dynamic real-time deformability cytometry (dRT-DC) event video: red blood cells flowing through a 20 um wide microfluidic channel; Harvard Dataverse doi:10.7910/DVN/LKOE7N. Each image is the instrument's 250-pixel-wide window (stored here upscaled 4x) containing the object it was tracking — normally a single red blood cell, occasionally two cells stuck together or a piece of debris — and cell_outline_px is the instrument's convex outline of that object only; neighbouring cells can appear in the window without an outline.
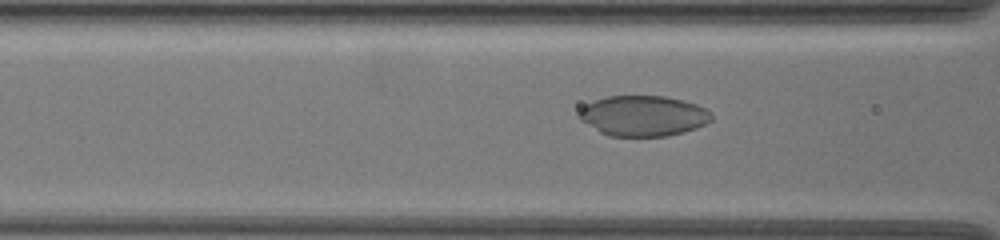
{"species": "common noctule bat (a hibernating species)", "species_latin": "Nyctalus noctula", "temperature_condition": "warm", "stored_images_in_passage": 38, "camera_frame_rate_fps": 3000, "um_per_image_px": 0.085, "animal": {"sex": "female", "body_mass_g": 19.5, "forearm_length_mm": 54.1}, "frame": {"image": 1, "passage_image": 5, "time_ms": 1.333, "image_size_px": [1000, 240], "cell_outline_px": [[712, 120], [696, 128], [684, 132], [668, 136], [608, 136], [600, 132], [580, 120], [576, 116], [576, 112], [584, 104], [608, 96], [664, 96], [696, 104], [712, 112]], "centroid_in_image_um": [54.64, 9.85], "position_along_channel_um": 112.0, "area_um2": 31.39}}
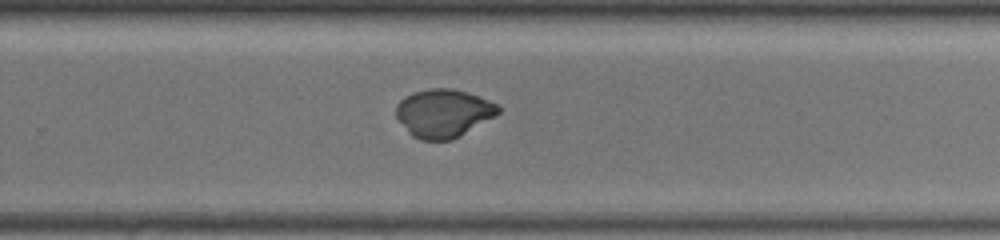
{"frame": {"image": 2, "passage_image": 20, "time_ms": 6.333, "image_size_px": [1000, 240], "cell_outline_px": [[500, 112], [496, 116], [460, 136], [452, 140], [420, 140], [412, 136], [408, 132], [396, 116], [396, 104], [404, 96], [412, 92], [428, 88], [452, 88], [468, 92], [488, 100], [496, 104], [500, 108]], "centroid_in_image_um": [37.68, 9.61], "position_along_channel_um": 292.1, "area_um2": 28.9}}
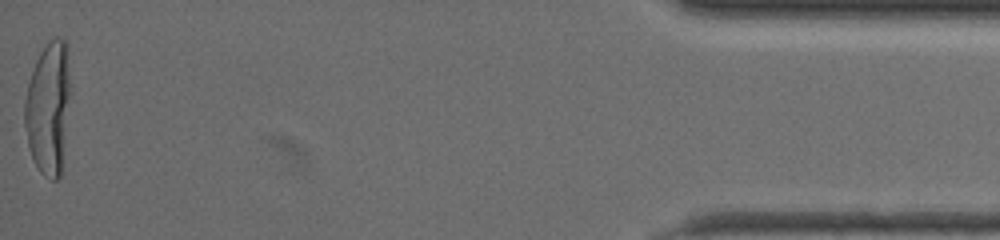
{"frame": {"image": 3, "passage_image": 38, "time_ms": 12.333, "image_size_px": [1000, 240], "cell_outline_px": [[68, 96], [60, 176], [56, 180], [52, 180], [44, 176], [40, 172], [32, 160], [28, 144], [24, 124], [24, 100], [28, 84], [36, 60], [40, 52], [48, 40], [56, 36], [64, 40], [68, 44]], "centroid_in_image_um": [4.06, 9.14], "position_along_channel_um": 431.1, "area_um2": 34.68}}